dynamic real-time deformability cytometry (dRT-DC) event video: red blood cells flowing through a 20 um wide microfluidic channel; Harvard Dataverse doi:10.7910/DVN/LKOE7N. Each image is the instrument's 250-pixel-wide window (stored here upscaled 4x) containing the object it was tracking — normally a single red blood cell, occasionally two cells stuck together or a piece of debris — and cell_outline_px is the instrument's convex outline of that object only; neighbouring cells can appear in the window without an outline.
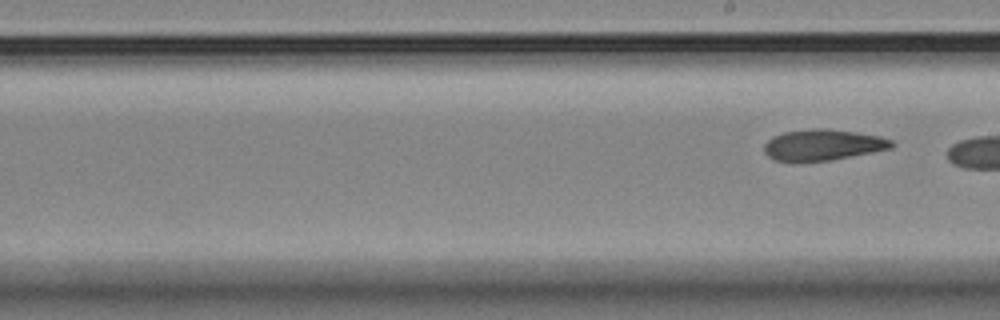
{"species": "Egyptian fruit bat (a non-hibernating species)", "species_latin": "Rousettus aegyptiacus", "temperature_condition": "room temperature", "stored_images_in_passage": 8, "segment_of_instrument_passage": [2, 2], "camera_frame_rate_fps": 3000, "um_per_image_px": 0.085, "animal": {"sex": "female"}, "frame": {"image": 1, "passage_image": 8, "time_ms": 9.667, "image_size_px": [1000, 320], "cell_outline_px": [[896, 144], [892, 148], [872, 152], [828, 160], [776, 160], [768, 156], [764, 152], [764, 144], [772, 136], [784, 132], [812, 128], [828, 128], [856, 132], [880, 136], [892, 140]], "centroid_in_image_um": [69.97, 12.28], "position_along_channel_um": 219.0, "area_um2": 22.77}}